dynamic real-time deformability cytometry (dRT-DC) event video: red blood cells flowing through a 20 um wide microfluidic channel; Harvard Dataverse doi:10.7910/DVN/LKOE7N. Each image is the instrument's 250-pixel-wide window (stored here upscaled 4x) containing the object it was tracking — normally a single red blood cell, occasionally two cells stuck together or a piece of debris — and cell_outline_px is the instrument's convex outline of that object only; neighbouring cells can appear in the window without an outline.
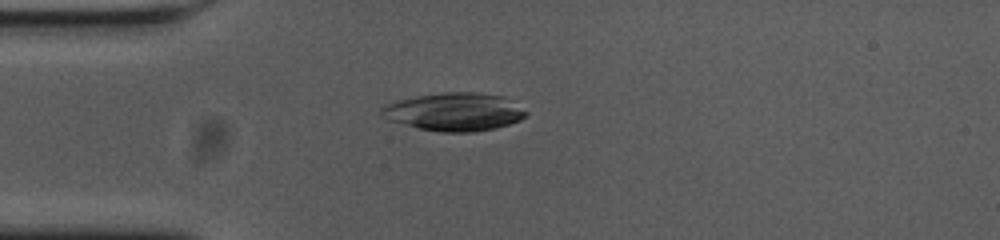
{"species": "common noctule bat (a hibernating species)", "species_latin": "Nyctalus noctula", "temperature_condition": "cold", "stored_images_in_passage": 44, "camera_frame_rate_fps": 3000, "um_per_image_px": 0.085, "animal": {"sex": "female", "body_mass_g": 23.0, "forearm_length_mm": 53.4}, "frame": {"image": 1, "passage_image": 3, "time_ms": 0.667, "image_size_px": [1000, 240], "cell_outline_px": [[528, 116], [520, 120], [496, 128], [472, 132], [440, 132], [420, 128], [392, 120], [384, 116], [380, 112], [380, 108], [396, 100], [416, 96], [444, 92], [476, 92], [504, 96], [528, 112]], "centroid_in_image_um": [38.67, 9.49], "position_along_channel_um": 46.3, "area_um2": 31.85}}
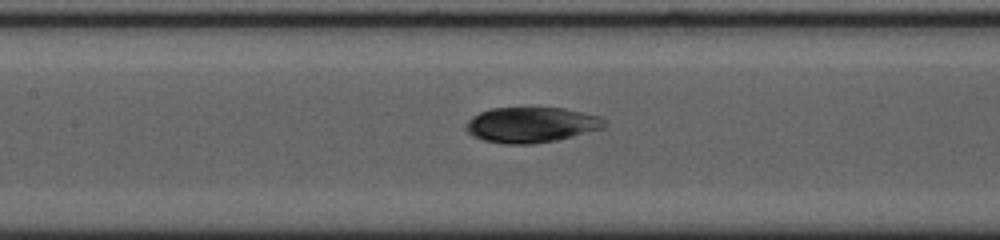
{"frame": {"image": 2, "passage_image": 14, "time_ms": 4.333, "image_size_px": [1000, 240], "cell_outline_px": [[608, 124], [604, 128], [556, 140], [532, 144], [508, 144], [484, 140], [472, 136], [464, 128], [468, 120], [472, 116], [480, 112], [492, 108], [564, 108], [600, 116], [608, 120]], "centroid_in_image_um": [45.18, 10.61], "position_along_channel_um": 162.2, "area_um2": 28.67}}
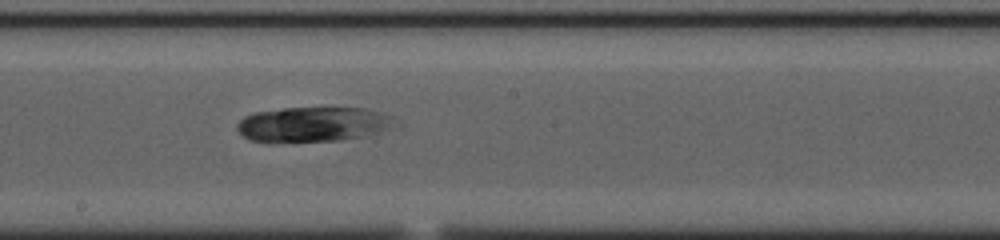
{"frame": {"image": 3, "passage_image": 19, "time_ms": 6.0, "image_size_px": [1000, 240], "cell_outline_px": [[404, 124], [380, 132], [364, 136], [340, 140], [252, 140], [244, 136], [236, 128], [236, 124], [244, 116], [252, 112], [284, 108], [364, 108], [384, 112], [392, 116]], "centroid_in_image_um": [26.75, 10.53], "position_along_channel_um": 221.5, "area_um2": 31.96}}